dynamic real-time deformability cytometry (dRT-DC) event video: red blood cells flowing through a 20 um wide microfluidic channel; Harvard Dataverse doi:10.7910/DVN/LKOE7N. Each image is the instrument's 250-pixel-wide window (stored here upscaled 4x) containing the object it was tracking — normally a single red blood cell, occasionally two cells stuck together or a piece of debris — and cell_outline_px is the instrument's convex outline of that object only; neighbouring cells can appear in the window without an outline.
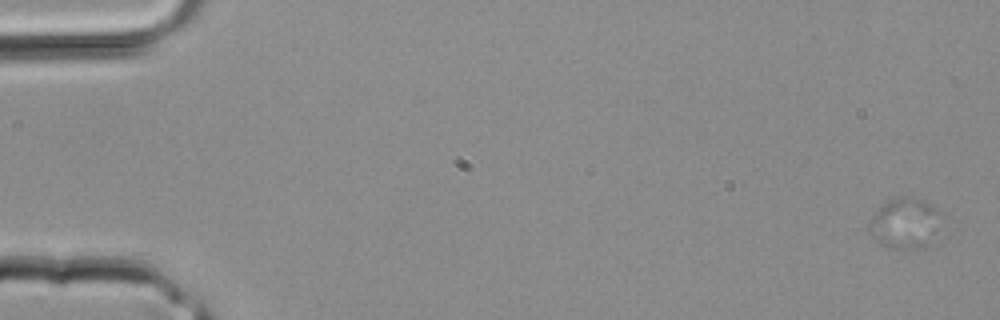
{"species": "common noctule bat (a hibernating species)", "species_latin": "Nyctalus noctula", "temperature_condition": "room temperature", "stored_images_in_passage": 3, "camera_frame_rate_fps": 3000, "um_per_image_px": 0.085, "animal": {"sex": "male", "body_mass_g": 20.4}, "frame": {"image": 1, "passage_image": 1, "time_ms": 0.0, "image_size_px": [1000, 320], "cell_outline_px": [[940, 212], [928, 248], [896, 248], [884, 244], [868, 232], [872, 216], [880, 204], [884, 200], [896, 196], [908, 196], [920, 200], [940, 208]], "centroid_in_image_um": [76.88, 18.92], "position_along_channel_um": 8.1, "area_um2": 20.87}}
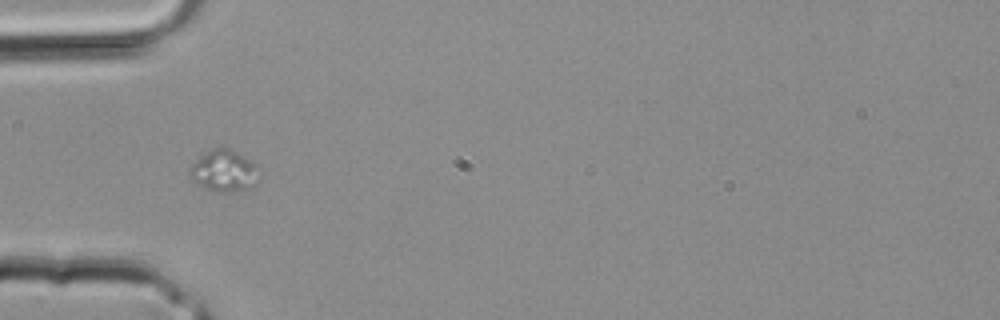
{"frame": {"image": 2, "passage_image": 3, "time_ms": 0.667, "image_size_px": [1000, 320], "cell_outline_px": [[260, 180], [252, 188], [228, 192], [224, 192], [208, 188], [192, 180], [188, 172], [196, 160], [200, 156], [212, 148], [228, 148], [244, 156], [256, 164]], "centroid_in_image_um": [19.09, 14.52], "position_along_channel_um": 65.9, "area_um2": 16.59}}